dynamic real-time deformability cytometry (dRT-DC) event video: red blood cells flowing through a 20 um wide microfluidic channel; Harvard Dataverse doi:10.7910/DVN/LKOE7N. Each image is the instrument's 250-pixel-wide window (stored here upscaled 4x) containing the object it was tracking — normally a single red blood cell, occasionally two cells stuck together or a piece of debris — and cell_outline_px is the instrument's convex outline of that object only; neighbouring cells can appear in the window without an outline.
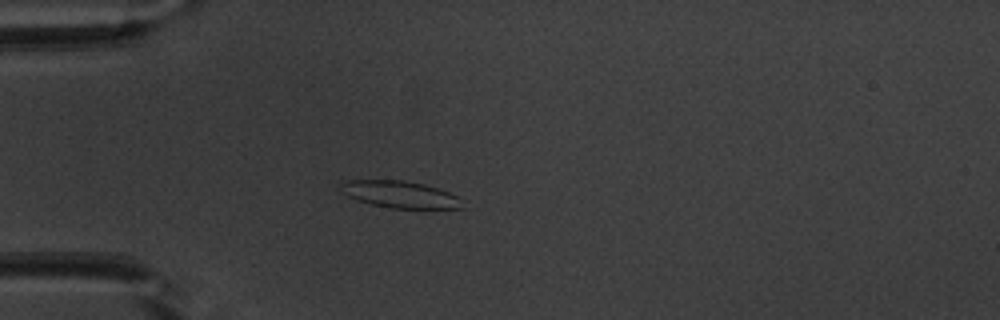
{"species": "common noctule bat (a hibernating species)", "species_latin": "Nyctalus noctula", "temperature_condition": "warm", "stored_images_in_passage": 38, "camera_frame_rate_fps": 3000, "um_per_image_px": 0.085, "animal": {"sex": "male", "body_mass_g": 20.1, "forearm_length_mm": 53.5}, "frame": {"image": 1, "passage_image": 1, "time_ms": 0.0, "image_size_px": [1000, 320], "cell_outline_px": [[464, 208], [392, 208], [372, 204], [356, 200], [340, 192], [336, 188], [340, 180], [404, 180], [424, 184], [448, 192], [456, 196]], "centroid_in_image_um": [33.86, 16.5], "position_along_channel_um": 51.1, "area_um2": 19.13}}
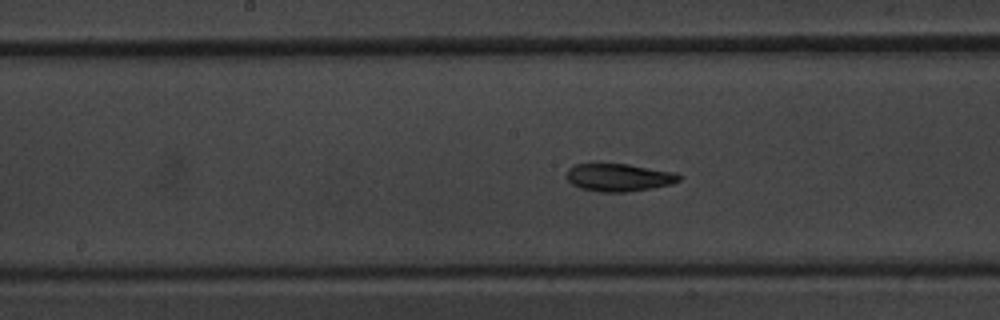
{"frame": {"image": 2, "passage_image": 13, "time_ms": 4.0, "image_size_px": [1000, 320], "cell_outline_px": [[680, 180], [672, 184], [652, 188], [624, 192], [600, 192], [580, 188], [572, 184], [568, 180], [568, 168], [576, 164], [628, 164], [672, 172], [680, 176]], "centroid_in_image_um": [52.59, 15.09], "position_along_channel_um": 195.6, "area_um2": 17.92}}
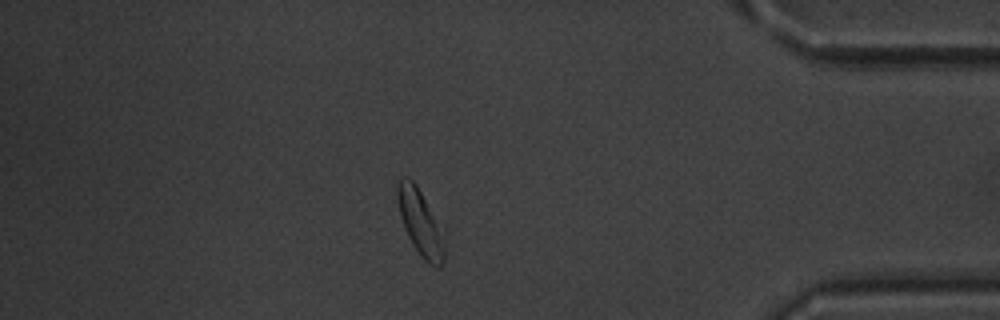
{"frame": {"image": 3, "passage_image": 31, "time_ms": 10.0, "image_size_px": [1000, 320], "cell_outline_px": [[448, 232], [444, 260], [440, 268], [424, 260], [420, 256], [412, 244], [408, 236], [400, 212], [396, 196], [396, 184], [400, 176], [404, 176], [412, 180], [416, 184]], "centroid_in_image_um": [35.82, 18.91], "position_along_channel_um": 399.4, "area_um2": 19.02}, "authors_computed_cell_mechanics": {"area_um2": 18.3515, "velocity_mm_per_s": 3.9427, "shape_relaxation_time_tau1_ms": 4.005, "shape_relaxation_time_tau2_ms": 4.054, "deformation_change_tau1": 0.1492, "deformation_change_tau2": 0.0762}}